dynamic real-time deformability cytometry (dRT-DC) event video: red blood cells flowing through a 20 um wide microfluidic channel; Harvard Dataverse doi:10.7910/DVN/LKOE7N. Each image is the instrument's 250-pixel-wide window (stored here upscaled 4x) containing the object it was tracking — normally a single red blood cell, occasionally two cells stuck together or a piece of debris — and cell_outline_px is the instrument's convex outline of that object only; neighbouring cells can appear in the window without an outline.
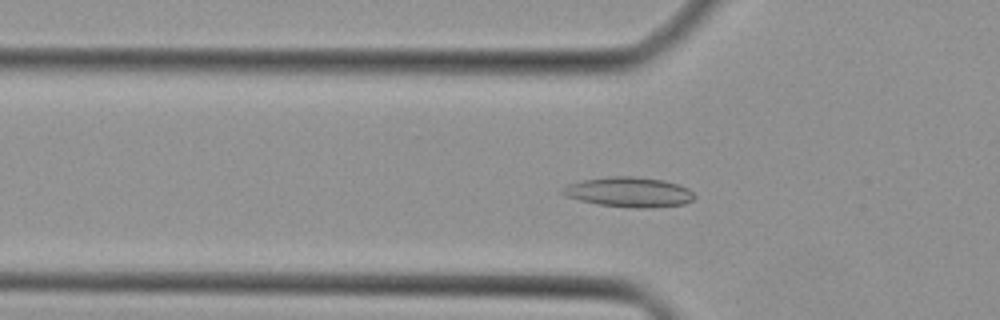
{"species": "Egyptian fruit bat (a non-hibernating species)", "species_latin": "Rousettus aegyptiacus", "temperature_condition": "cold", "stored_images_in_passage": 29, "camera_frame_rate_fps": 3000, "um_per_image_px": 0.085, "animal": {"sex": "female"}, "frame": {"image": 1, "passage_image": 3, "time_ms": 0.667, "image_size_px": [1000, 320], "cell_outline_px": [[696, 196], [692, 200], [684, 204], [652, 208], [636, 208], [600, 204], [580, 200], [568, 196], [560, 192], [568, 184], [580, 180], [608, 176], [636, 176], [664, 180], [680, 184], [688, 188]], "centroid_in_image_um": [53.51, 16.31], "position_along_channel_um": 72.3, "area_um2": 23.06}}
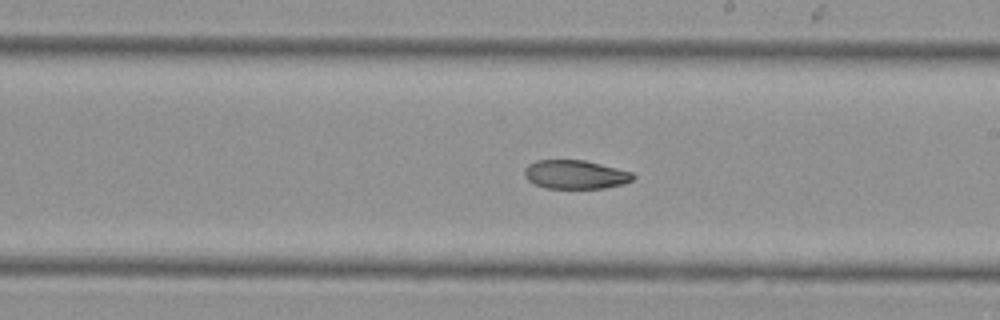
{"frame": {"image": 2, "passage_image": 14, "time_ms": 4.333, "image_size_px": [1000, 320], "cell_outline_px": [[636, 176], [632, 180], [624, 184], [604, 188], [544, 188], [528, 180], [524, 176], [524, 168], [528, 164], [536, 160], [584, 160], [632, 172]], "centroid_in_image_um": [48.89, 14.83], "position_along_channel_um": 240.1, "area_um2": 18.21}}
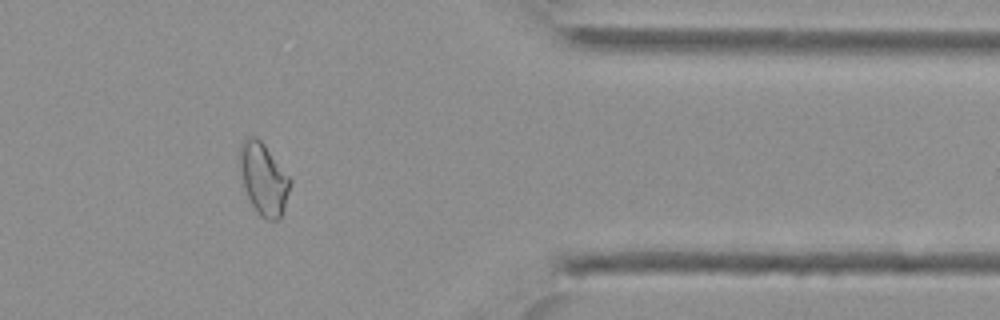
{"frame": {"image": 3, "passage_image": 25, "time_ms": 8.0, "image_size_px": [1000, 320], "cell_outline_px": [[292, 184], [284, 212], [280, 220], [268, 220], [260, 216], [252, 204], [244, 188], [240, 164], [240, 144], [248, 136], [256, 136], [264, 144], [292, 180]], "centroid_in_image_um": [22.44, 15.24], "position_along_channel_um": 389.0, "area_um2": 21.1}}